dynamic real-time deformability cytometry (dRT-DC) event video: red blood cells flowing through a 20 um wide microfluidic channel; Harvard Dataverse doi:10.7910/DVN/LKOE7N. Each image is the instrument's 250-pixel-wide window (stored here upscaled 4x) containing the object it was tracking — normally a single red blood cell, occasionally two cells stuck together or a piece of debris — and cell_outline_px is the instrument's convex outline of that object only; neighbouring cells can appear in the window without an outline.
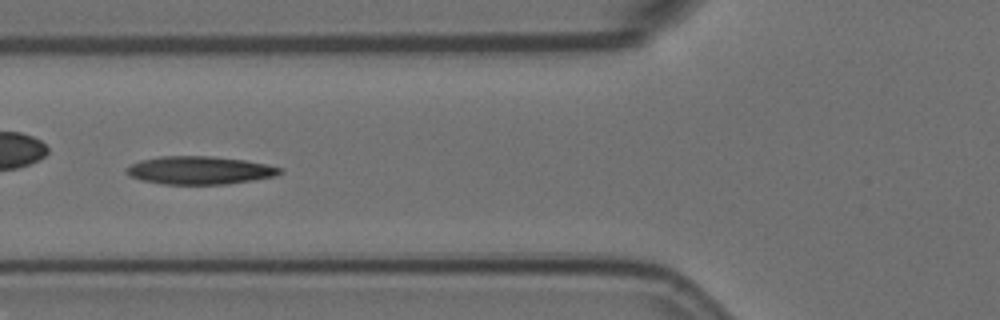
{"species": "Egyptian fruit bat (a non-hibernating species)", "species_latin": "Rousettus aegyptiacus", "temperature_condition": "room temperature", "stored_images_in_passage": 10, "camera_frame_rate_fps": 3000, "um_per_image_px": 0.085, "animal": {"sex": "female"}, "frame": {"image": 1, "passage_image": 7, "time_ms": 2.0, "image_size_px": [1000, 320], "cell_outline_px": [[284, 172], [276, 176], [252, 180], [224, 184], [164, 184], [140, 180], [128, 176], [124, 172], [124, 168], [140, 160], [160, 156], [212, 156], [244, 160], [284, 168]], "centroid_in_image_um": [16.93, 14.47], "position_along_channel_um": 108.9, "area_um2": 25.2}}
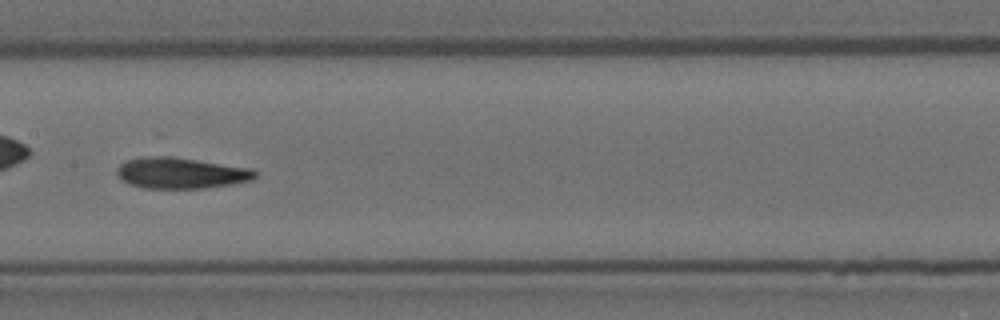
{"frame": {"image": 2, "passage_image": 9, "time_ms": 2.667, "image_size_px": [1000, 320], "cell_outline_px": [[256, 176], [252, 180], [232, 184], [204, 188], [144, 188], [128, 184], [120, 180], [116, 176], [116, 168], [120, 164], [128, 160], [144, 156], [172, 156], [252, 168], [256, 172]], "centroid_in_image_um": [15.33, 14.7], "position_along_channel_um": 192.1, "area_um2": 25.2}}
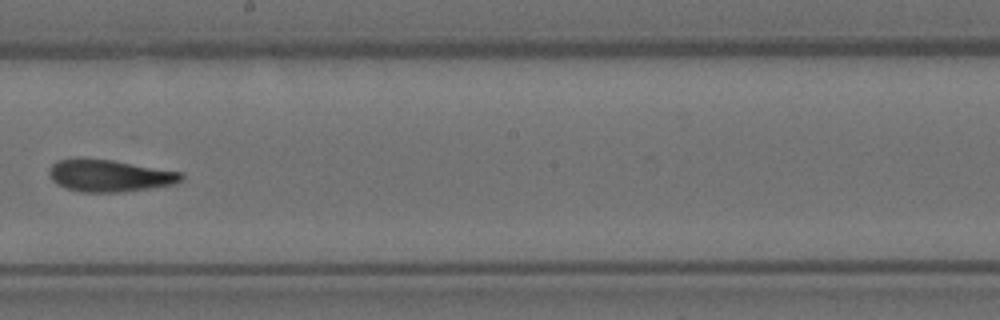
{"frame": {"image": 3, "passage_image": 10, "time_ms": 3.0, "image_size_px": [1000, 320], "cell_outline_px": [[184, 180], [176, 184], [120, 192], [80, 192], [64, 188], [56, 184], [52, 180], [48, 172], [52, 164], [56, 160], [72, 156], [80, 156], [112, 160], [180, 172], [184, 176]], "centroid_in_image_um": [9.23, 14.91], "position_along_channel_um": 239.0, "area_um2": 25.2}}